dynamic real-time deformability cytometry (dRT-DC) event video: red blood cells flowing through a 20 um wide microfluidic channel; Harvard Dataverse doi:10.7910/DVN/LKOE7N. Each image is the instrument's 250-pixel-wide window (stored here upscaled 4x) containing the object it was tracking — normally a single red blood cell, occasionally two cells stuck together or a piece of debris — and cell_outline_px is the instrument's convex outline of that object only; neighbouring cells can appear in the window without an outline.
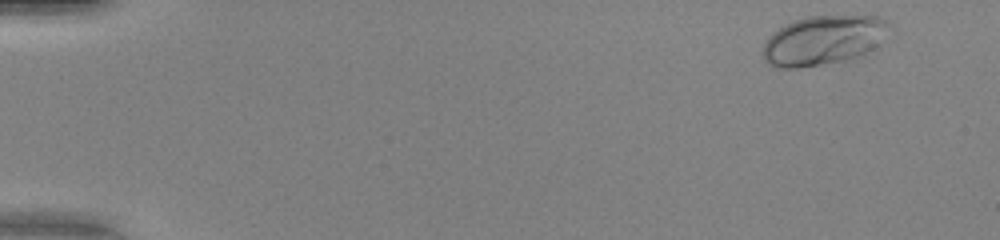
{"species": "human", "species_latin": "Homo sapiens", "temperature_condition": "warm", "stored_images_in_passage": 48, "camera_frame_rate_fps": 3000, "um_per_image_px": 0.085, "donor": {"sex": "female"}, "frame": {"image": 1, "passage_image": 2, "time_ms": 0.333, "image_size_px": [1000, 240], "cell_outline_px": [[888, 24], [880, 44], [856, 56], [844, 60], [796, 68], [776, 68], [768, 64], [760, 56], [764, 44], [772, 32], [784, 24], [808, 16], [880, 16], [888, 20]], "centroid_in_image_um": [69.9, 3.42], "position_along_channel_um": 15.1, "area_um2": 36.07}}
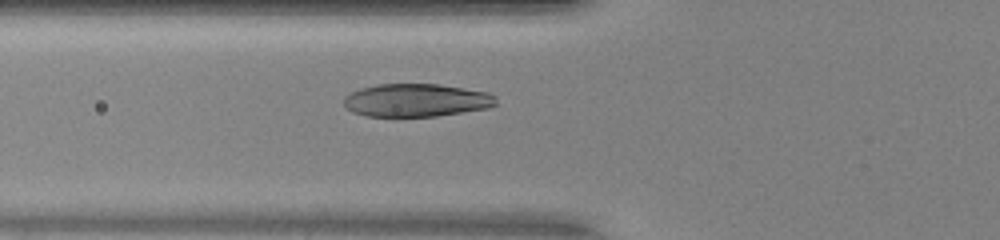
{"frame": {"image": 2, "passage_image": 18, "time_ms": 5.667, "image_size_px": [1000, 240], "cell_outline_px": [[496, 104], [488, 108], [436, 116], [368, 116], [352, 112], [344, 104], [344, 96], [360, 88], [376, 84], [440, 84], [488, 92], [496, 96]], "centroid_in_image_um": [35.39, 8.51], "position_along_channel_um": 90.4, "area_um2": 29.25}}
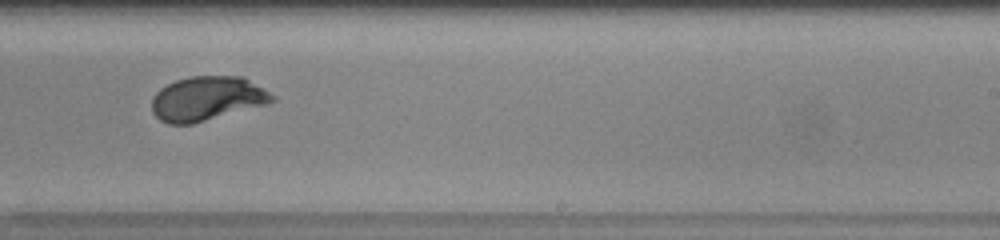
{"frame": {"image": 3, "passage_image": 31, "time_ms": 10.0, "image_size_px": [1000, 240], "cell_outline_px": [[276, 100], [268, 104], [192, 124], [168, 124], [160, 120], [152, 112], [152, 96], [160, 88], [176, 80], [192, 76], [244, 76], [264, 88], [276, 96]], "centroid_in_image_um": [17.62, 8.38], "position_along_channel_um": 271.4, "area_um2": 31.33}, "authors_computed_cell_mechanics": {"area_um2": 31.1831, "velocity_mm_per_s": 4.1713, "shape_relaxation_time_tau1_ms": 2.4041, "shape_relaxation_time_tau2_ms": null, "deformation_change_tau1": 0.1789, "deformation_change_tau2": null}}